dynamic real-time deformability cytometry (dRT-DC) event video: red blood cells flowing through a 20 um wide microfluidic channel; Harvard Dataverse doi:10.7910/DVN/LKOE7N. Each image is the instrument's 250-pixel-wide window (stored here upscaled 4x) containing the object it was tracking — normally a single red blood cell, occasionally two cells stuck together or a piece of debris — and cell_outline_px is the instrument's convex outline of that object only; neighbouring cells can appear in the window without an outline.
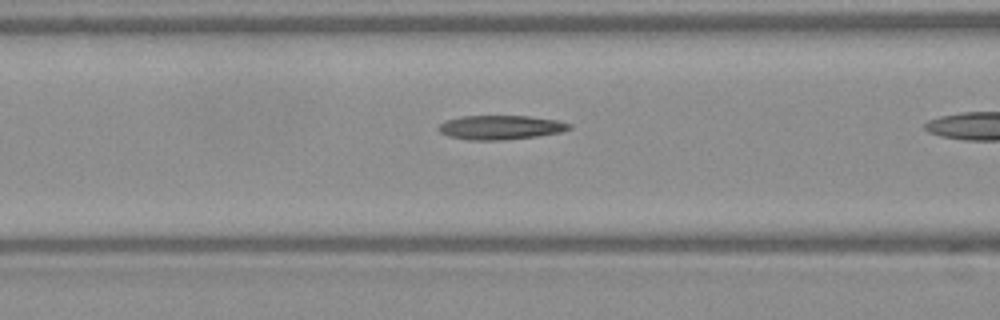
{"species": "Egyptian fruit bat (a non-hibernating species)", "species_latin": "Rousettus aegyptiacus", "temperature_condition": "warm", "stored_images_in_passage": 31, "camera_frame_rate_fps": 3000, "um_per_image_px": 0.085, "frame": {"image": 1, "passage_image": 18, "time_ms": 5.667, "image_size_px": [1000, 320], "cell_outline_px": [[572, 128], [560, 132], [536, 136], [504, 140], [468, 140], [448, 136], [440, 132], [436, 128], [444, 120], [460, 116], [528, 116], [556, 120], [572, 124]], "centroid_in_image_um": [42.5, 10.83], "position_along_channel_um": 124.1, "area_um2": 18.5}}
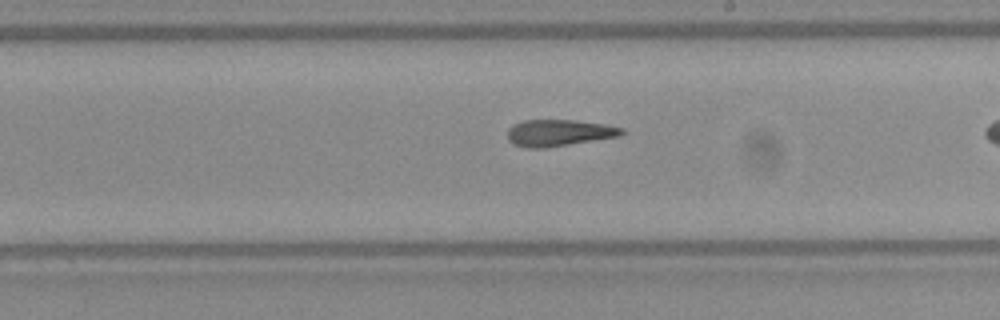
{"frame": {"image": 2, "passage_image": 27, "time_ms": 8.667, "image_size_px": [1000, 320], "cell_outline_px": [[624, 132], [620, 136], [548, 148], [528, 148], [512, 144], [508, 140], [508, 128], [512, 124], [524, 120], [576, 120], [604, 124], [624, 128]], "centroid_in_image_um": [47.49, 11.29], "position_along_channel_um": 241.5, "area_um2": 17.92}}